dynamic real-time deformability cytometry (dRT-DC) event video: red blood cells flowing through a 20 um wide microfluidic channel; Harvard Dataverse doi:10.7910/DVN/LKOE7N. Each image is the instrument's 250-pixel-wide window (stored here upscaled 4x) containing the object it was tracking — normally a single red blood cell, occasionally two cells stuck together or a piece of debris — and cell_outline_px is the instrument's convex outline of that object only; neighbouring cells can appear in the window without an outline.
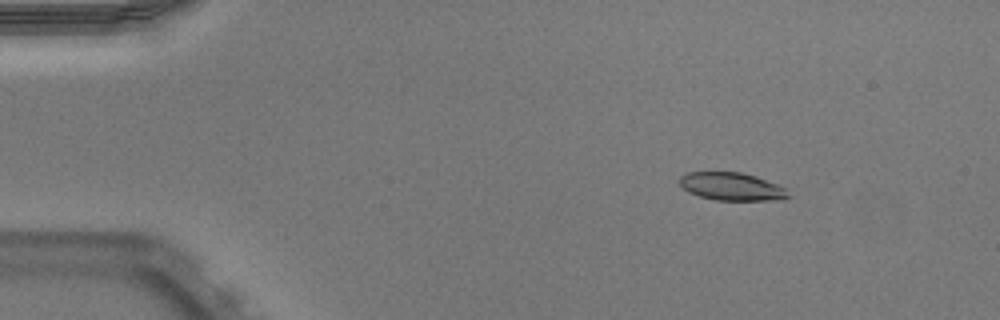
{"species": "Egyptian fruit bat (a non-hibernating species)", "species_latin": "Rousettus aegyptiacus", "temperature_condition": "warm", "stored_images_in_passage": 47, "camera_frame_rate_fps": 3000, "um_per_image_px": 0.085, "animal": {"sex": "male"}, "frame": {"image": 1, "passage_image": 3, "time_ms": 0.667, "image_size_px": [1000, 320], "cell_outline_px": [[792, 196], [784, 200], [716, 200], [700, 196], [688, 192], [680, 184], [680, 176], [688, 172], [740, 172], [756, 176], [776, 184], [784, 188]], "centroid_in_image_um": [62.22, 15.86], "position_along_channel_um": 22.8, "area_um2": 17.63}}
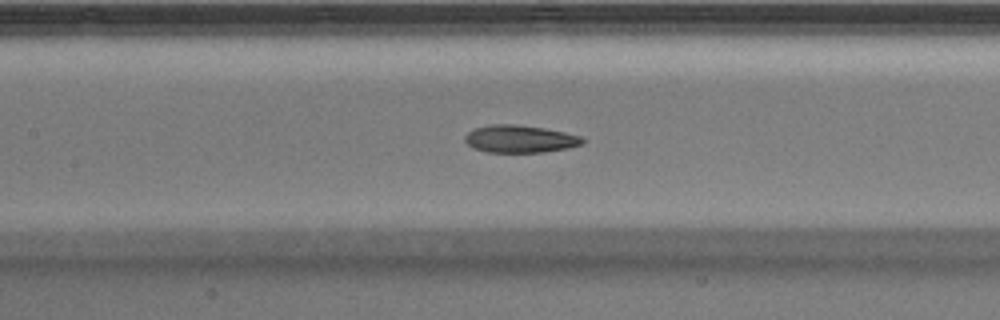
{"frame": {"image": 2, "passage_image": 20, "time_ms": 6.333, "image_size_px": [1000, 320], "cell_outline_px": [[584, 144], [568, 148], [544, 152], [488, 152], [472, 148], [464, 140], [464, 136], [468, 132], [476, 128], [488, 124], [516, 124], [544, 128], [564, 132], [580, 136], [584, 140]], "centroid_in_image_um": [44.18, 11.81], "position_along_channel_um": 163.2, "area_um2": 18.9}}
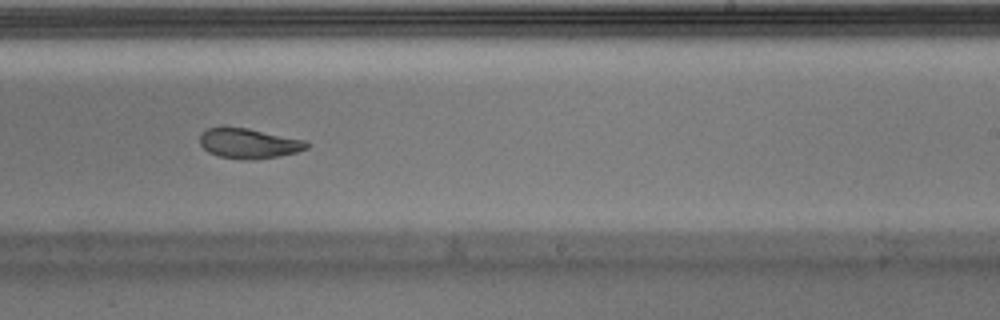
{"frame": {"image": 3, "passage_image": 28, "time_ms": 9.0, "image_size_px": [1000, 320], "cell_outline_px": [[308, 148], [296, 152], [276, 156], [252, 160], [244, 160], [220, 156], [208, 152], [200, 144], [200, 136], [208, 128], [220, 124], [248, 128], [304, 140], [308, 144]], "centroid_in_image_um": [21.08, 12.16], "position_along_channel_um": 267.9, "area_um2": 18.84}, "authors_computed_cell_mechanics": {"area_um2": 19.1896, "velocity_mm_per_s": 3.9377, "shape_relaxation_time_tau1_ms": 4.7992, "shape_relaxation_time_tau2_ms": 2.0901, "deformation_change_tau1": 0.1745, "deformation_change_tau2": 0.0892}}